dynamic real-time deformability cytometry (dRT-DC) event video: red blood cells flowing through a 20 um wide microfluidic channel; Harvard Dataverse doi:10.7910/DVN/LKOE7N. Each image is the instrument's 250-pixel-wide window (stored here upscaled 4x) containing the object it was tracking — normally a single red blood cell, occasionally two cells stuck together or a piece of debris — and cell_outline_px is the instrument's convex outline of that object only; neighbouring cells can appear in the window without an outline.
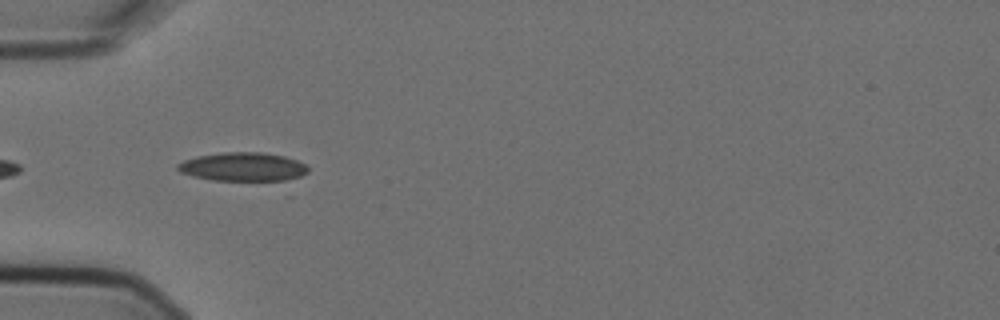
{"species": "Egyptian fruit bat (a non-hibernating species)", "species_latin": "Rousettus aegyptiacus", "temperature_condition": "cold", "stored_images_in_passage": 4, "camera_frame_rate_fps": 3000, "um_per_image_px": 0.085, "animal": {"sex": "female"}, "frame": {"image": 1, "passage_image": 4, "time_ms": 1.0, "image_size_px": [1000, 320], "cell_outline_px": [[308, 172], [300, 176], [280, 184], [212, 180], [192, 176], [180, 172], [176, 168], [176, 164], [184, 160], [196, 156], [224, 152], [260, 152], [284, 156], [296, 160], [304, 164], [308, 168]], "centroid_in_image_um": [20.69, 14.24], "position_along_channel_um": 64.3, "area_um2": 22.89}}